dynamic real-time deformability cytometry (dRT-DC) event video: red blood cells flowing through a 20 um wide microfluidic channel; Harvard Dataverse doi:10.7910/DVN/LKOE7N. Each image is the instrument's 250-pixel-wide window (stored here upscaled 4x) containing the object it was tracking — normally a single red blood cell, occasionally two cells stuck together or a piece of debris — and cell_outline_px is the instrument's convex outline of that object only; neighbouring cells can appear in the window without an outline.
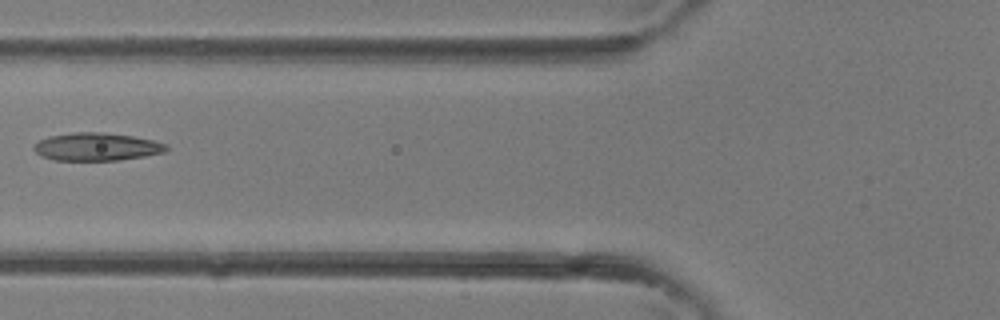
{"species": "common noctule bat (a hibernating species)", "species_latin": "Nyctalus noctula", "temperature_condition": "room temperature", "stored_images_in_passage": 5, "camera_frame_rate_fps": 3000, "um_per_image_px": 0.085, "animal": {"sex": "female"}, "frame": {"image": 1, "passage_image": 5, "time_ms": 1.333, "image_size_px": [1000, 320], "cell_outline_px": [[168, 148], [164, 152], [144, 156], [120, 160], [56, 160], [40, 156], [32, 148], [40, 140], [48, 136], [72, 132], [104, 132], [132, 136], [152, 140], [168, 144]], "centroid_in_image_um": [8.21, 12.47], "position_along_channel_um": 117.6, "area_um2": 21.5}}